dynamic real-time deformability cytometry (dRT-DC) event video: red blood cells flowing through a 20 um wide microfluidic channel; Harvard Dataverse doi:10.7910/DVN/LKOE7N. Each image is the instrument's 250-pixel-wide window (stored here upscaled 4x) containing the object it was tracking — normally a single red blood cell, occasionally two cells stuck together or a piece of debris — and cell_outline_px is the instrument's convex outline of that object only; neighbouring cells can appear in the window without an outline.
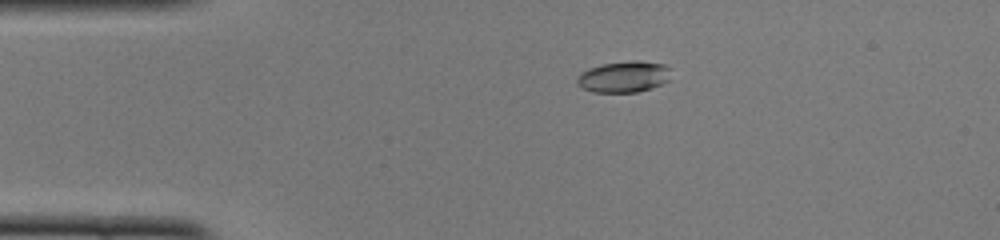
{"species": "common noctule bat (a hibernating species)", "species_latin": "Nyctalus noctula", "temperature_condition": "cold", "stored_images_in_passage": 50, "camera_frame_rate_fps": 3000, "um_per_image_px": 0.085, "animal": {"sex": "female", "body_mass_g": 22.0, "forearm_length_mm": 56.7}, "frame": {"image": 1, "passage_image": 10, "time_ms": 3.0, "image_size_px": [1000, 240], "cell_outline_px": [[668, 80], [652, 88], [636, 92], [592, 92], [584, 88], [576, 80], [576, 76], [580, 72], [588, 68], [604, 64], [632, 60], [636, 60], [664, 64], [668, 68]], "centroid_in_image_um": [52.99, 6.52], "position_along_channel_um": 32.0, "area_um2": 16.88}}
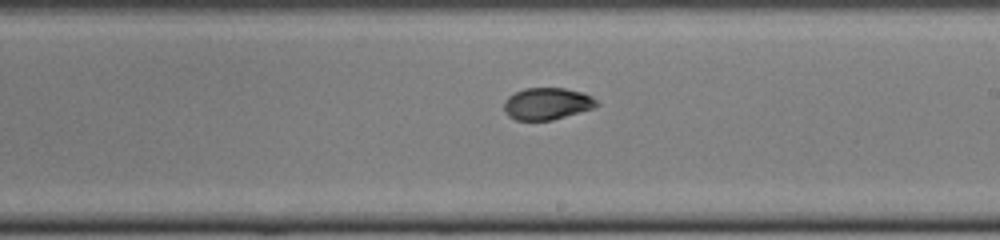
{"frame": {"image": 2, "passage_image": 29, "time_ms": 9.333, "image_size_px": [1000, 240], "cell_outline_px": [[600, 104], [592, 108], [552, 120], [516, 120], [508, 116], [504, 112], [504, 100], [508, 96], [524, 88], [564, 88], [580, 92], [592, 96]], "centroid_in_image_um": [46.46, 8.81], "position_along_channel_um": 242.5, "area_um2": 17.17}}
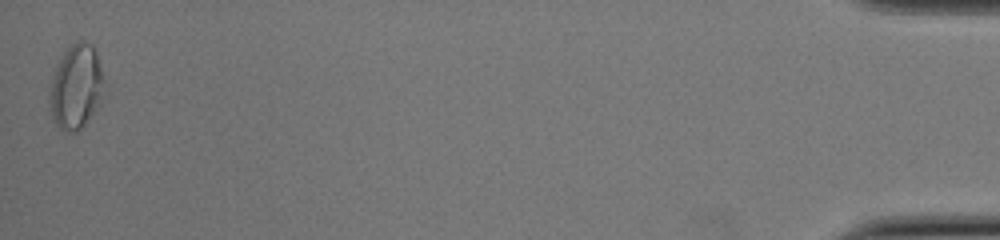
{"frame": {"image": 3, "passage_image": 50, "time_ms": 16.333, "image_size_px": [1000, 240], "cell_outline_px": [[104, 100], [88, 120], [76, 132], [64, 132], [56, 124], [52, 116], [48, 100], [48, 88], [56, 64], [64, 52], [76, 40], [84, 40], [92, 44], [96, 52], [104, 80]], "centroid_in_image_um": [6.46, 7.38], "position_along_channel_um": 428.7, "area_um2": 27.4}, "authors_computed_cell_mechanics": {"area_um2": 17.4556, "velocity_mm_per_s": 3.9936, "shape_relaxation_time_tau1_ms": 7.8706, "shape_relaxation_time_tau2_ms": 2.2186, "deformation_change_tau1": 0.1862, "deformation_change_tau2": 0.05}}